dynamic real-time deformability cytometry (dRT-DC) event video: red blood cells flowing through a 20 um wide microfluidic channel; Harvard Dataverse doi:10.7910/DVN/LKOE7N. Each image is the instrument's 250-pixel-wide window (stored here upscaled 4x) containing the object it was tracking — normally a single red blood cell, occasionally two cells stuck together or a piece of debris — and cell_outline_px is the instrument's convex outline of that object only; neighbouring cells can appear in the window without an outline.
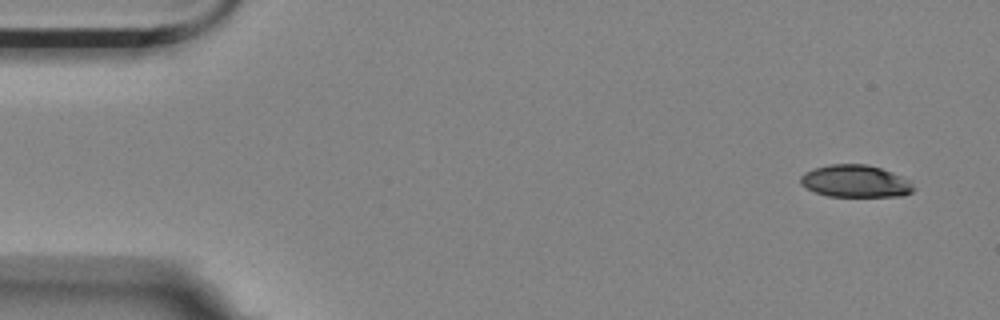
{"species": "Egyptian fruit bat (a non-hibernating species)", "species_latin": "Rousettus aegyptiacus", "temperature_condition": "room temperature", "stored_images_in_passage": 4, "camera_frame_rate_fps": 3000, "um_per_image_px": 0.085, "animal": {"sex": "female"}, "frame": {"image": 1, "passage_image": 1, "time_ms": 0.0, "image_size_px": [1000, 320], "cell_outline_px": [[916, 188], [912, 192], [904, 196], [828, 196], [816, 192], [800, 184], [800, 176], [804, 172], [812, 168], [832, 164], [868, 164], [892, 172], [912, 180]], "centroid_in_image_um": [72.75, 15.4], "position_along_channel_um": 12.2, "area_um2": 21.5}}
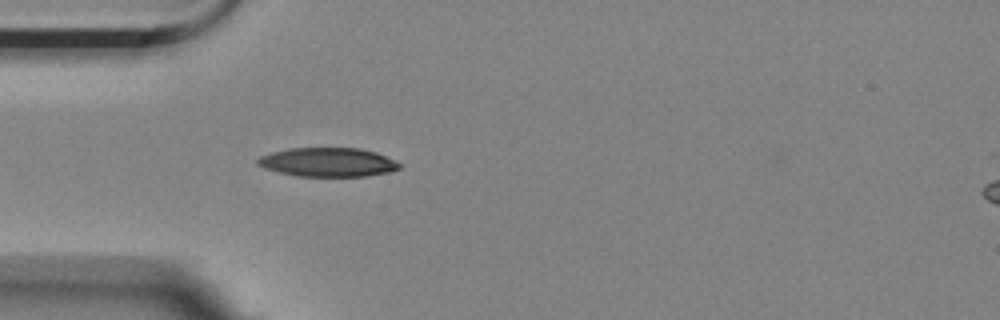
{"frame": {"image": 2, "passage_image": 4, "time_ms": 1.0, "image_size_px": [1000, 320], "cell_outline_px": [[404, 164], [400, 168], [392, 172], [368, 176], [296, 176], [264, 168], [256, 164], [256, 160], [260, 156], [272, 152], [288, 148], [360, 148], [376, 152], [396, 160]], "centroid_in_image_um": [27.92, 13.79], "position_along_channel_um": 57.1, "area_um2": 24.22}}